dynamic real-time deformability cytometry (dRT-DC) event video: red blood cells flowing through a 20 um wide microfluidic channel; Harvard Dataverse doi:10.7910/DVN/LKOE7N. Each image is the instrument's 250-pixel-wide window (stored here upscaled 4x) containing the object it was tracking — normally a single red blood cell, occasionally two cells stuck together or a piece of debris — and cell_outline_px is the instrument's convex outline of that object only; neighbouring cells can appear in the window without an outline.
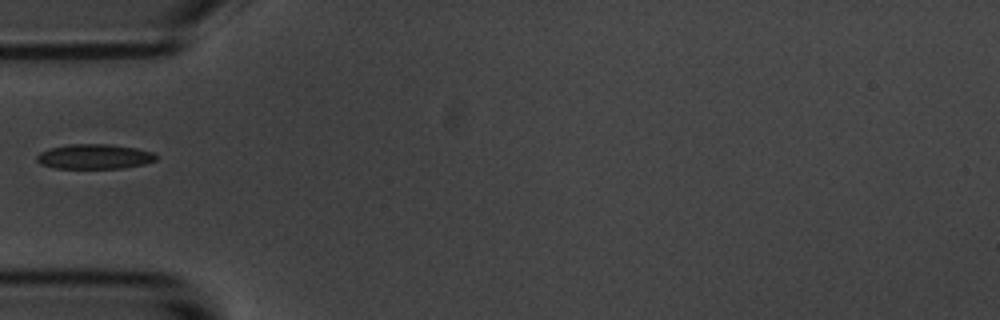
{"species": "common noctule bat (a hibernating species)", "species_latin": "Nyctalus noctula", "temperature_condition": "room temperature", "stored_images_in_passage": 1, "camera_frame_rate_fps": 3000, "um_per_image_px": 0.085, "animal": {"sex": "male", "body_mass_g": 20.1, "forearm_length_mm": 53.5}, "frame": {"image": 1, "passage_image": 1, "time_ms": 0.0, "image_size_px": [1000, 320], "cell_outline_px": [[156, 160], [144, 164], [124, 168], [56, 168], [40, 164], [36, 160], [36, 156], [40, 152], [48, 148], [68, 144], [112, 144], [136, 148], [152, 152], [156, 156]], "centroid_in_image_um": [8.0, 13.3], "position_along_channel_um": 77.0, "area_um2": 17.34}}